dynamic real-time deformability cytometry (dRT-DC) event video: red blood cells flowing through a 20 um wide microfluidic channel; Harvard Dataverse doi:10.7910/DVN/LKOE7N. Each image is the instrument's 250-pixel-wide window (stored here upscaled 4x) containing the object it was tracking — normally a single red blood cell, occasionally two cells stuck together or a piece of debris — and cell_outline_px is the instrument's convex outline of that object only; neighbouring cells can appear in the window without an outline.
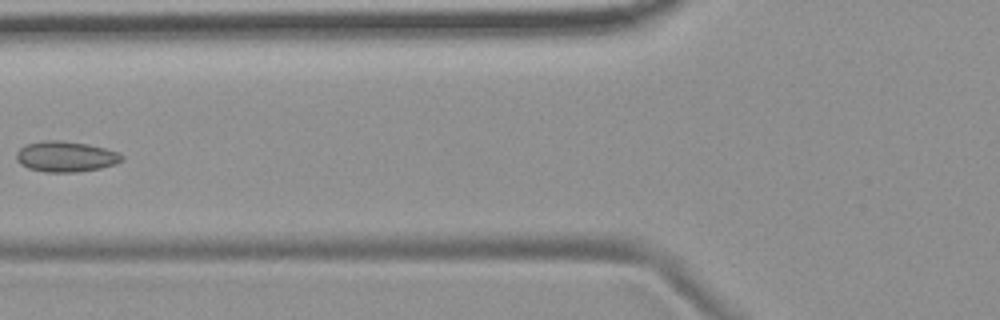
{"species": "common noctule bat (a hibernating species)", "species_latin": "Nyctalus noctula", "temperature_condition": "room temperature", "stored_images_in_passage": 6, "camera_frame_rate_fps": 3000, "um_per_image_px": 0.085, "animal": {"sex": "female", "body_mass_g": 19.9}, "frame": {"image": 1, "passage_image": 5, "time_ms": 5.667, "image_size_px": [1000, 320], "cell_outline_px": [[124, 160], [116, 164], [100, 168], [76, 172], [44, 172], [28, 168], [20, 164], [16, 160], [16, 152], [24, 144], [40, 140], [60, 140], [88, 144], [104, 148], [116, 152], [124, 156]], "centroid_in_image_um": [5.55, 13.3], "position_along_channel_um": 120.2, "area_um2": 19.02}}
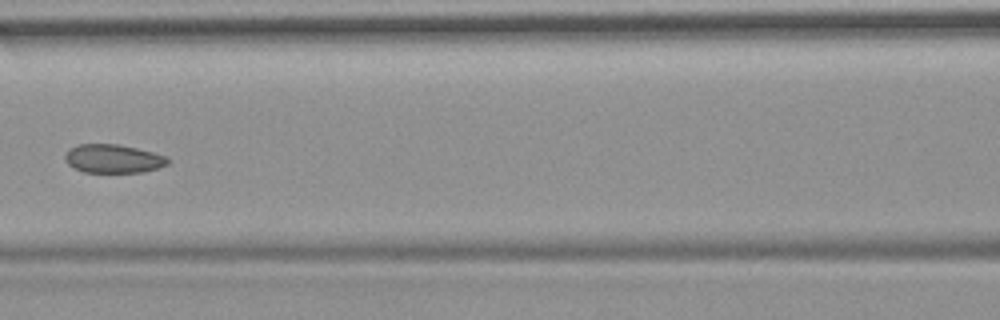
{"frame": {"image": 2, "passage_image": 6, "time_ms": 6.667, "image_size_px": [1000, 320], "cell_outline_px": [[168, 164], [144, 172], [84, 172], [68, 164], [64, 160], [64, 156], [72, 148], [80, 144], [116, 144], [136, 148], [168, 156]], "centroid_in_image_um": [9.64, 13.49], "position_along_channel_um": 157.0, "area_um2": 16.88}}